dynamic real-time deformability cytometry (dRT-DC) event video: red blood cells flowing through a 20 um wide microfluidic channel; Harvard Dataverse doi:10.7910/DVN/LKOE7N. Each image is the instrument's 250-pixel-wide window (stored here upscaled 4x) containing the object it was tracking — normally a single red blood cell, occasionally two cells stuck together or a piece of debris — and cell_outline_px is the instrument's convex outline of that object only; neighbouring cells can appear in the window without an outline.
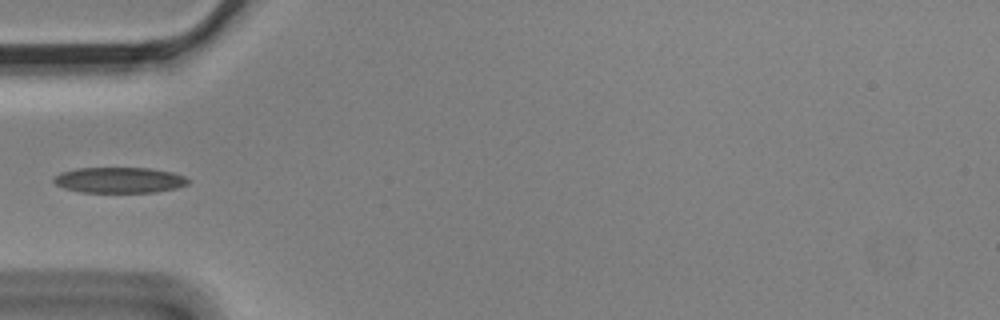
{"species": "Egyptian fruit bat (a non-hibernating species)", "species_latin": "Rousettus aegyptiacus", "temperature_condition": "cold", "stored_images_in_passage": 8, "camera_frame_rate_fps": 3000, "um_per_image_px": 0.085, "animal": {"sex": "male"}, "frame": {"image": 1, "passage_image": 2, "time_ms": 0.333, "image_size_px": [1000, 320], "cell_outline_px": [[192, 180], [188, 184], [176, 188], [156, 192], [80, 192], [64, 188], [56, 184], [52, 180], [60, 172], [76, 168], [152, 168], [172, 172], [184, 176]], "centroid_in_image_um": [10.17, 15.3], "position_along_channel_um": 74.8, "area_um2": 20.23}}
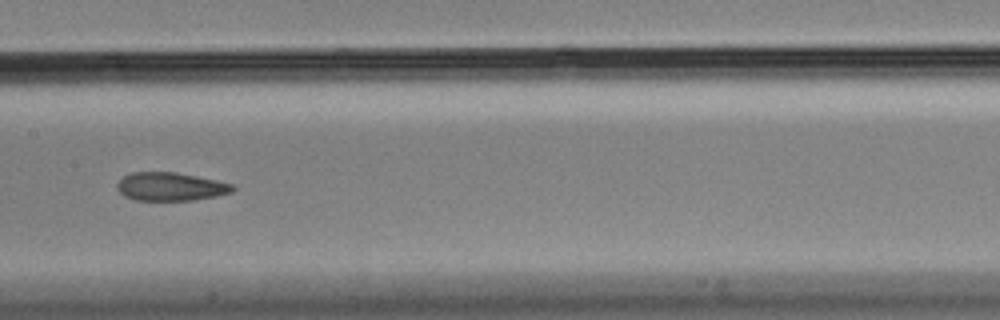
{"frame": {"image": 2, "passage_image": 5, "time_ms": 1.333, "image_size_px": [1000, 320], "cell_outline_px": [[236, 188], [232, 192], [216, 196], [192, 200], [136, 200], [124, 196], [116, 188], [116, 184], [124, 176], [132, 172], [176, 172], [216, 180], [232, 184]], "centroid_in_image_um": [14.49, 15.86], "position_along_channel_um": 192.9, "area_um2": 19.02}}
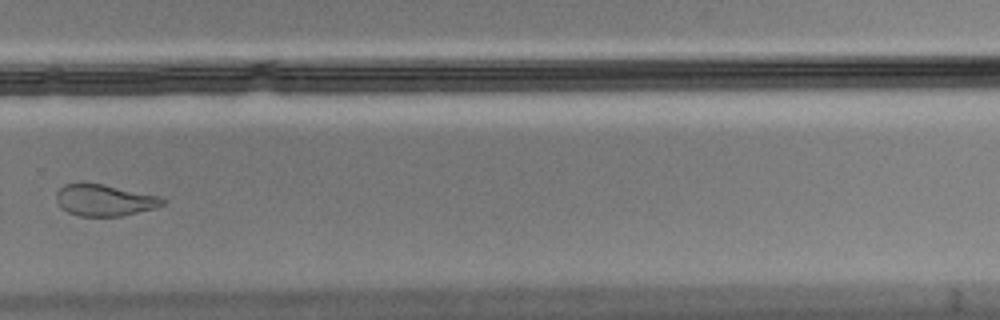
{"frame": {"image": 3, "passage_image": 8, "time_ms": 2.333, "image_size_px": [1000, 320], "cell_outline_px": [[164, 204], [156, 208], [120, 216], [80, 216], [68, 212], [60, 208], [56, 200], [56, 192], [64, 184], [104, 184], [160, 196], [164, 200]], "centroid_in_image_um": [8.87, 17.02], "position_along_channel_um": 320.9, "area_um2": 19.42}}